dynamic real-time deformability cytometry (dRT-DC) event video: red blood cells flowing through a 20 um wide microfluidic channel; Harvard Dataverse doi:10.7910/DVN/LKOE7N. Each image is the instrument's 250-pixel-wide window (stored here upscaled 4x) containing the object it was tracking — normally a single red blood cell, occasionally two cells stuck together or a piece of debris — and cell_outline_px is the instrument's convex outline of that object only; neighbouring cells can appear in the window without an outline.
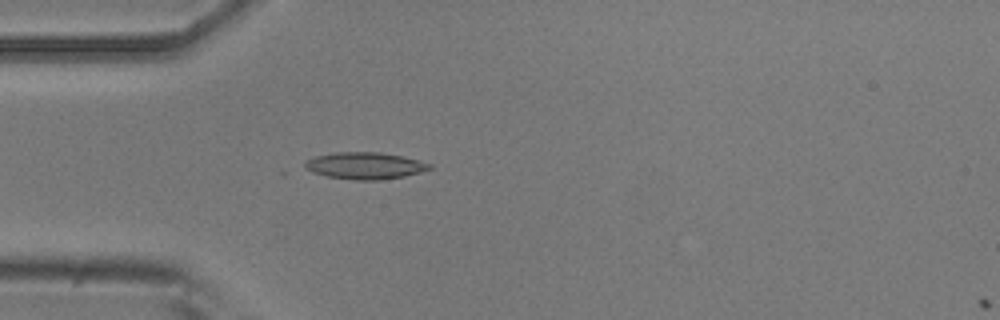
{"species": "common noctule bat (a hibernating species)", "species_latin": "Nyctalus noctula", "temperature_condition": "room temperature", "stored_images_in_passage": 6, "camera_frame_rate_fps": 3000, "um_per_image_px": 0.085, "animal": {"sex": "male", "body_mass_g": 20.5, "forearm_length_mm": 52.5}, "frame": {"image": 1, "passage_image": 5, "time_ms": 4.667, "image_size_px": [1000, 320], "cell_outline_px": [[432, 168], [420, 172], [404, 176], [380, 180], [356, 180], [328, 176], [312, 172], [304, 168], [304, 164], [308, 160], [316, 156], [332, 152], [380, 152], [400, 156], [432, 164]], "centroid_in_image_um": [31.0, 14.08], "position_along_channel_um": 54.0, "area_um2": 19.31}}